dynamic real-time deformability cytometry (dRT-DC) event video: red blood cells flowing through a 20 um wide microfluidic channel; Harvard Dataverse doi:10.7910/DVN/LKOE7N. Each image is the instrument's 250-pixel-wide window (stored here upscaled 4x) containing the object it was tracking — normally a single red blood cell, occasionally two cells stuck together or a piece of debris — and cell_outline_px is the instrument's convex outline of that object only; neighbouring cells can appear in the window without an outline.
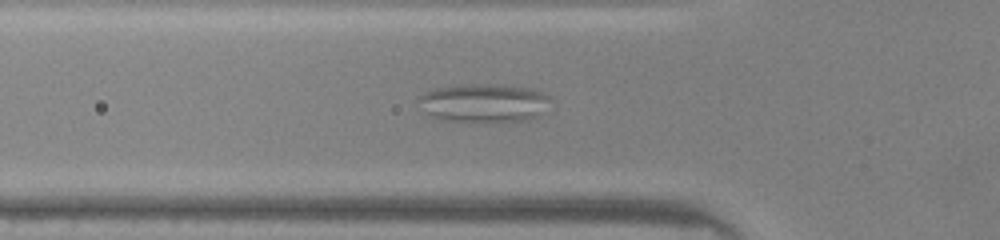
{"species": "common noctule bat (a hibernating species)", "species_latin": "Nyctalus noctula", "temperature_condition": "warm", "stored_images_in_passage": 40, "camera_frame_rate_fps": 3000, "um_per_image_px": 0.085, "animal": {"sex": "male", "body_mass_g": 20.0, "forearm_length_mm": 53.3}, "frame": {"image": 1, "passage_image": 16, "time_ms": 5.0, "image_size_px": [1000, 240], "cell_outline_px": [[548, 100], [536, 120], [444, 120], [432, 116], [428, 112], [420, 100], [420, 96], [424, 92], [436, 88], [456, 84], [516, 84], [536, 88], [544, 92], [548, 96]], "centroid_in_image_um": [41.21, 8.69], "position_along_channel_um": 84.6, "area_um2": 29.25}}
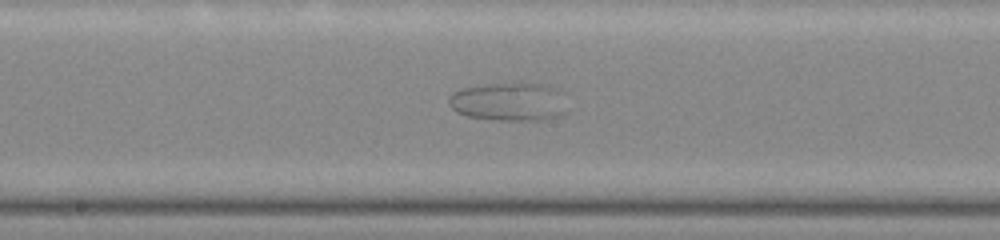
{"frame": {"image": 2, "passage_image": 25, "time_ms": 8.0, "image_size_px": [1000, 240], "cell_outline_px": [[568, 112], [560, 116], [540, 120], [500, 120], [468, 116], [456, 112], [448, 104], [448, 100], [452, 92], [464, 88], [512, 80], [548, 84], [556, 88]], "centroid_in_image_um": [43.27, 8.61], "position_along_channel_um": 204.9, "area_um2": 27.05}}
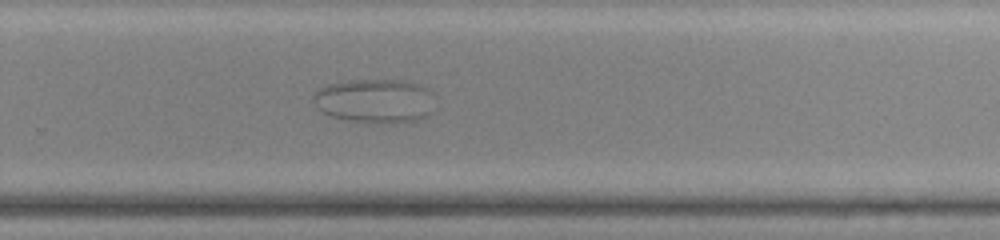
{"frame": {"image": 3, "passage_image": 32, "time_ms": 10.333, "image_size_px": [1000, 240], "cell_outline_px": [[432, 92], [428, 116], [416, 120], [396, 124], [392, 124], [352, 120], [332, 116], [316, 108], [316, 92], [328, 84], [356, 80], [400, 80], [420, 84], [428, 88]], "centroid_in_image_um": [31.91, 8.58], "position_along_channel_um": 297.9, "area_um2": 30.63}}